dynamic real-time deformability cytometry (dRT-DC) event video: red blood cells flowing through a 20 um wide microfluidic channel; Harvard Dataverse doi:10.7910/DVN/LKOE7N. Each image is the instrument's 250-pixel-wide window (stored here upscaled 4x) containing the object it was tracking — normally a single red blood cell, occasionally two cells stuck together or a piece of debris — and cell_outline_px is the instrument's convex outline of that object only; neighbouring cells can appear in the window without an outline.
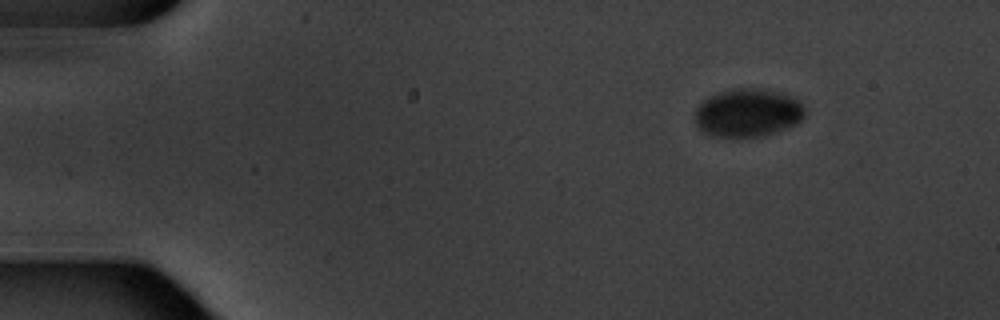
{"species": "common noctule bat (a hibernating species)", "species_latin": "Nyctalus noctula", "temperature_condition": "warm", "stored_images_in_passage": 4, "camera_frame_rate_fps": 3000, "um_per_image_px": 0.085, "animal": {"sex": "male", "body_mass_g": 20.1, "forearm_length_mm": 53.5}, "frame": {"image": 1, "passage_image": 1, "time_ms": 0.0, "image_size_px": [1000, 320], "cell_outline_px": [[804, 116], [796, 124], [776, 132], [764, 136], [712, 136], [704, 132], [696, 124], [696, 108], [704, 100], [720, 92], [736, 88], [756, 88], [780, 92], [792, 96], [800, 100], [804, 104]], "centroid_in_image_um": [63.61, 9.58], "position_along_channel_um": 21.4, "area_um2": 30.69}}
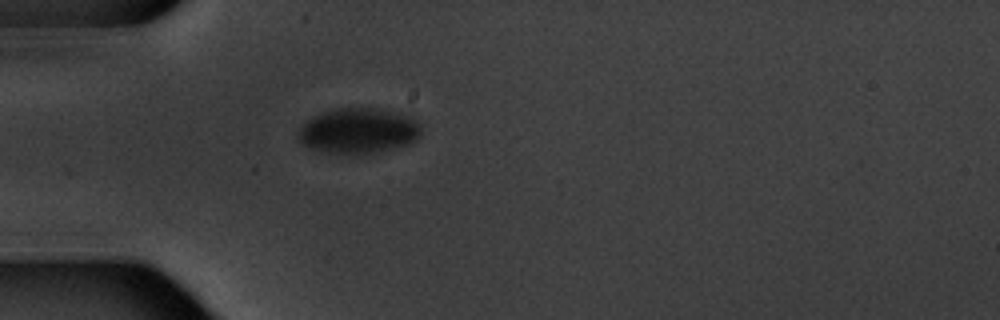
{"frame": {"image": 2, "passage_image": 4, "time_ms": 3.333, "image_size_px": [1000, 320], "cell_outline_px": [[420, 136], [416, 140], [408, 144], [376, 152], [324, 152], [308, 148], [300, 144], [296, 136], [296, 132], [312, 116], [336, 108], [376, 108], [396, 112], [408, 116], [416, 120], [420, 124]], "centroid_in_image_um": [30.43, 11.1], "position_along_channel_um": 54.6, "area_um2": 32.25}}